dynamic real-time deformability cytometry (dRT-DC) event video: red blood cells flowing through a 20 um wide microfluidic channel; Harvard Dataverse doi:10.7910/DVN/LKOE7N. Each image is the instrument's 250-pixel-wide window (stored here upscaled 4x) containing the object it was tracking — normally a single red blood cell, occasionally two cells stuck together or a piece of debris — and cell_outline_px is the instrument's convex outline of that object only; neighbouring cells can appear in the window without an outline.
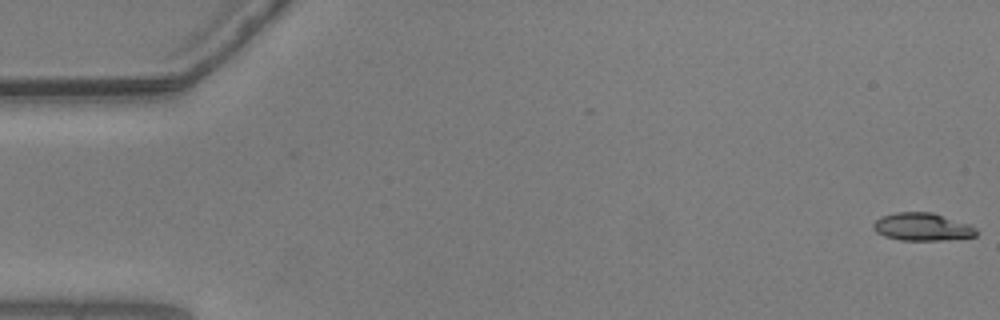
{"species": "common noctule bat (a hibernating species)", "species_latin": "Nyctalus noctula", "temperature_condition": "warm", "stored_images_in_passage": 56, "camera_frame_rate_fps": 3000, "um_per_image_px": 0.085, "animal": {"sex": "male", "body_mass_g": 20.5, "forearm_length_mm": 52.5}, "frame": {"image": 1, "passage_image": 1, "time_ms": 0.0, "image_size_px": [1000, 320], "cell_outline_px": [[976, 236], [944, 240], [900, 240], [884, 236], [876, 232], [872, 228], [872, 224], [880, 216], [896, 212], [932, 212], [972, 224], [976, 228]], "centroid_in_image_um": [78.39, 19.27], "position_along_channel_um": 6.6, "area_um2": 16.88}}
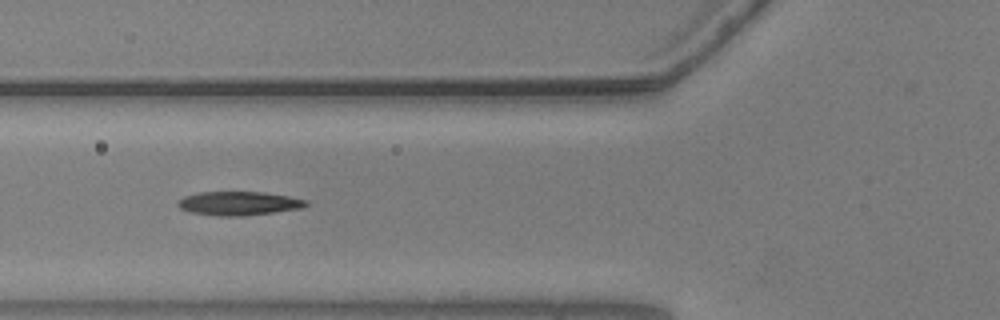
{"frame": {"image": 2, "passage_image": 21, "time_ms": 6.667, "image_size_px": [1000, 320], "cell_outline_px": [[308, 204], [300, 208], [244, 216], [216, 216], [188, 212], [180, 208], [176, 204], [176, 200], [184, 196], [200, 192], [264, 192], [288, 196], [308, 200]], "centroid_in_image_um": [20.23, 17.28], "position_along_channel_um": 105.6, "area_um2": 17.86}}
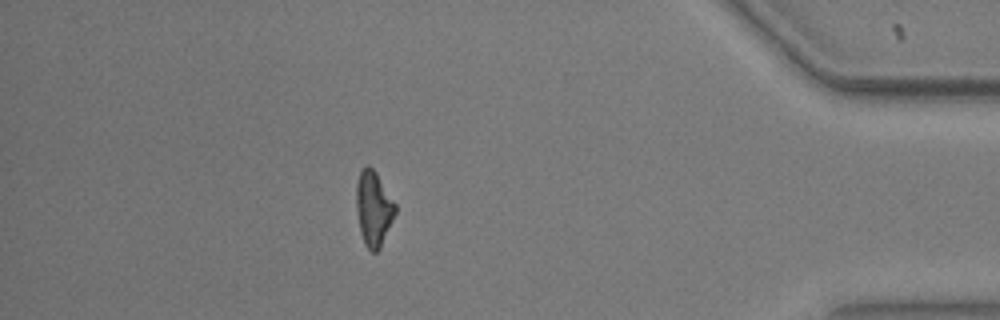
{"frame": {"image": 3, "passage_image": 49, "time_ms": 16.0, "image_size_px": [1000, 320], "cell_outline_px": [[396, 212], [380, 248], [376, 252], [372, 252], [364, 244], [360, 232], [356, 208], [356, 184], [360, 172], [368, 164], [376, 172], [396, 204]], "centroid_in_image_um": [31.75, 17.73], "position_along_channel_um": 403.5, "area_um2": 16.94}, "authors_computed_cell_mechanics": {"area_um2": 17.2244, "velocity_mm_per_s": 3.6634, "shape_relaxation_time_tau1_ms": 4.6813, "shape_relaxation_time_tau2_ms": 3.7851, "deformation_change_tau1": 0.1672, "deformation_change_tau2": 0.131}}